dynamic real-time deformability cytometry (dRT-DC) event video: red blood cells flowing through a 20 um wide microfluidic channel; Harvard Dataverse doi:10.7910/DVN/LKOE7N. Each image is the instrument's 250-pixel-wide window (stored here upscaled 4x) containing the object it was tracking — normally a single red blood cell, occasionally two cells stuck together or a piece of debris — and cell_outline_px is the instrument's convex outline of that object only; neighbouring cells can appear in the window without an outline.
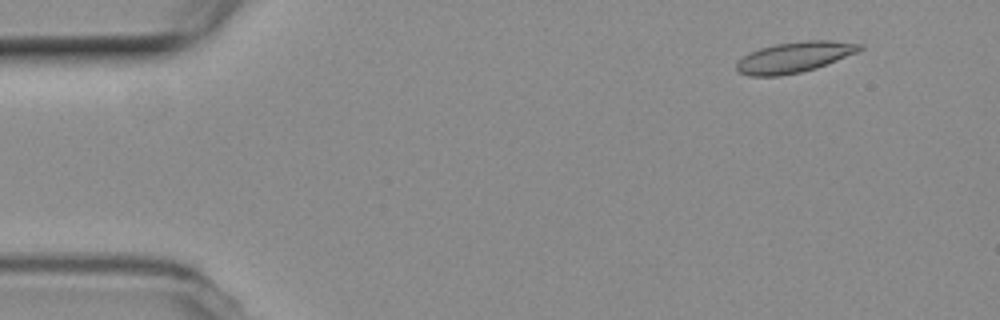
{"species": "common noctule bat (a hibernating species)", "species_latin": "Nyctalus noctula", "temperature_condition": "room temperature", "stored_images_in_passage": 20, "camera_frame_rate_fps": 3000, "um_per_image_px": 0.085, "animal": {"sex": "female", "body_mass_g": 19.3, "forearm_length_mm": 54.1}, "frame": {"image": 1, "passage_image": 5, "time_ms": 1.333, "image_size_px": [1000, 320], "cell_outline_px": [[864, 48], [860, 52], [816, 68], [800, 72], [780, 76], [748, 76], [740, 72], [736, 68], [736, 64], [744, 56], [760, 48], [776, 44], [808, 40], [828, 40], [860, 44]], "centroid_in_image_um": [67.56, 4.86], "position_along_channel_um": 17.4, "area_um2": 21.85}}
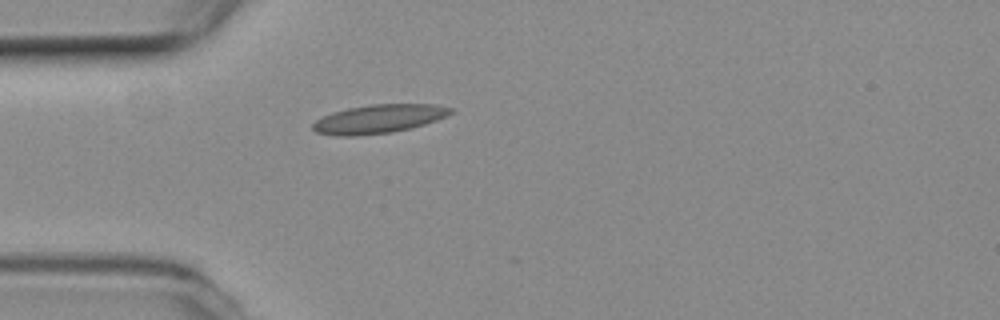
{"frame": {"image": 2, "passage_image": 15, "time_ms": 4.667, "image_size_px": [1000, 320], "cell_outline_px": [[452, 112], [436, 120], [424, 124], [392, 132], [356, 136], [336, 136], [316, 132], [312, 128], [312, 124], [316, 120], [332, 112], [348, 108], [372, 104], [436, 104], [452, 108]], "centroid_in_image_um": [32.15, 10.11], "position_along_channel_um": 52.8, "area_um2": 22.83}}
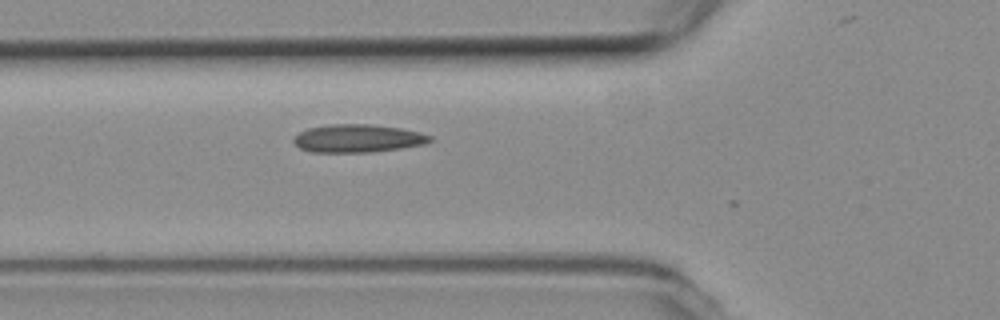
{"frame": {"image": 3, "passage_image": 19, "time_ms": 6.0, "image_size_px": [1000, 320], "cell_outline_px": [[432, 140], [424, 144], [400, 148], [368, 152], [308, 152], [300, 148], [292, 140], [300, 132], [308, 128], [328, 124], [368, 124], [400, 128], [420, 132], [432, 136]], "centroid_in_image_um": [30.39, 11.76], "position_along_channel_um": 95.4, "area_um2": 22.14}}